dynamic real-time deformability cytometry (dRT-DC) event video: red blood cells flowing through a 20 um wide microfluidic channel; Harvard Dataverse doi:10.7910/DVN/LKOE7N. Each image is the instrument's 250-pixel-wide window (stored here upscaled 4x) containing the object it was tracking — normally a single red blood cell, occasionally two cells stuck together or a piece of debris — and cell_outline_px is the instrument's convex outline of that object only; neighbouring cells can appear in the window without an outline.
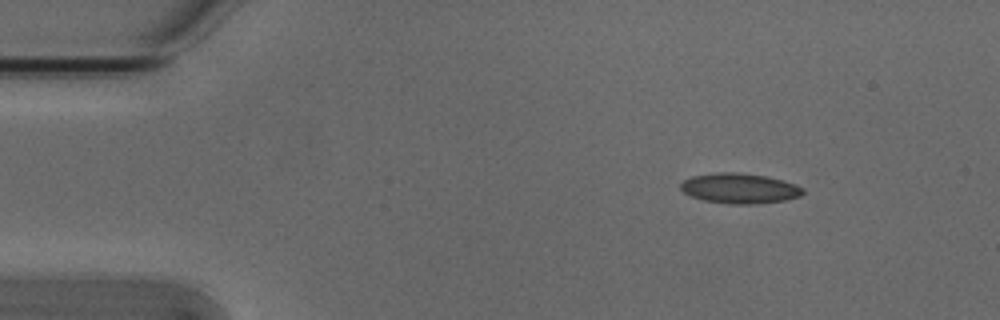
{"species": "Egyptian fruit bat (a non-hibernating species)", "species_latin": "Rousettus aegyptiacus", "temperature_condition": "cold", "stored_images_in_passage": 3, "camera_frame_rate_fps": 3000, "um_per_image_px": 0.085, "animal": {"sex": "male"}, "frame": {"image": 1, "passage_image": 1, "time_ms": 0.0, "image_size_px": [1000, 320], "cell_outline_px": [[804, 192], [800, 196], [784, 200], [756, 204], [728, 204], [704, 200], [692, 196], [684, 192], [680, 188], [680, 184], [684, 180], [692, 176], [720, 172], [740, 172], [768, 176], [784, 180], [804, 188]], "centroid_in_image_um": [62.89, 16.0], "position_along_channel_um": 22.1, "area_um2": 21.56}}